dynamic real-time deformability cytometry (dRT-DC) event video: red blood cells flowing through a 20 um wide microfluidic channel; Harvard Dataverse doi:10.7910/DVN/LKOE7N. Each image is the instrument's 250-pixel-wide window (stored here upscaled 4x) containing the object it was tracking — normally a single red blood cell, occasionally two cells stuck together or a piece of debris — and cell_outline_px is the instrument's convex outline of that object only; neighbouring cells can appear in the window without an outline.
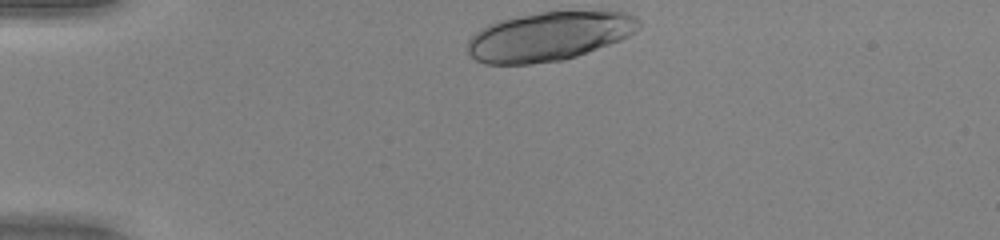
{"species": "human", "species_latin": "Homo sapiens", "temperature_condition": "warm", "stored_images_in_passage": 32, "camera_frame_rate_fps": 3000, "um_per_image_px": 0.085, "donor": {"sex": "female"}, "frame": {"image": 1, "passage_image": 1, "time_ms": 0.0, "image_size_px": [1000, 240], "cell_outline_px": [[640, 28], [628, 36], [620, 40], [576, 56], [564, 60], [532, 64], [484, 64], [476, 60], [468, 52], [468, 40], [476, 32], [488, 24], [496, 20], [540, 12], [624, 12], [636, 16], [640, 20]], "centroid_in_image_um": [46.65, 3.1], "position_along_channel_um": 38.4, "area_um2": 48.73}}
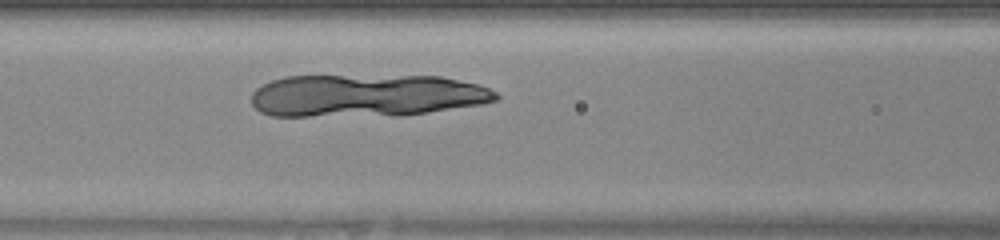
{"frame": {"image": 2, "passage_image": 12, "time_ms": 3.667, "image_size_px": [1000, 240], "cell_outline_px": [[500, 100], [484, 104], [400, 116], [272, 116], [260, 112], [252, 104], [252, 92], [256, 88], [272, 80], [284, 76], [440, 76], [476, 84], [488, 88], [496, 92], [500, 96]], "centroid_in_image_um": [31.16, 8.13], "position_along_channel_um": 135.4, "area_um2": 61.04}}
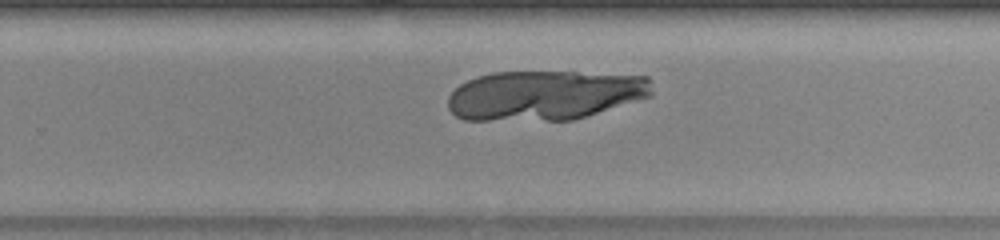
{"frame": {"image": 3, "passage_image": 23, "time_ms": 7.333, "image_size_px": [1000, 240], "cell_outline_px": [[652, 96], [572, 120], [464, 120], [456, 116], [448, 108], [448, 96], [460, 84], [476, 76], [492, 72], [576, 72], [648, 76], [652, 92]], "centroid_in_image_um": [46.27, 8.09], "position_along_channel_um": 283.5, "area_um2": 59.13}}